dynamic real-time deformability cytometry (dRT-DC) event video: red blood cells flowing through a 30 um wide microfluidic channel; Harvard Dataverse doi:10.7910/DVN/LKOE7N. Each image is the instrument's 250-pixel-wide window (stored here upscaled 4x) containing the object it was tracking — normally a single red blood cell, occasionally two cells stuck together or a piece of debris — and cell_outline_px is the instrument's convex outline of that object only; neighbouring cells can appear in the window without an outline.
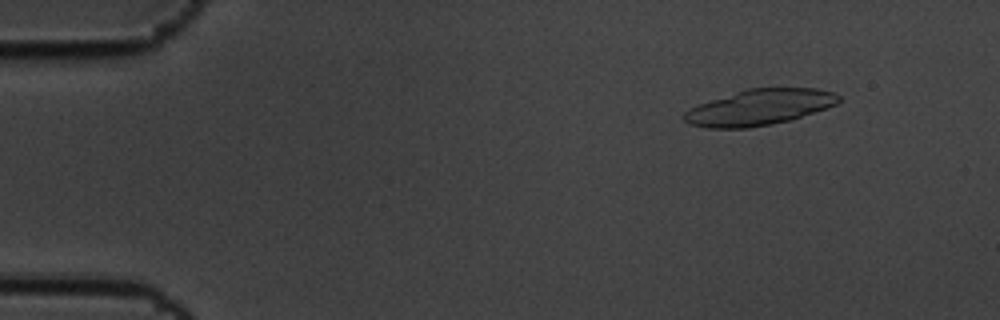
{"species": "common noctule bat (a hibernating species)", "species_latin": "Nyctalus noctula", "temperature_condition": "cold", "stored_images_in_passage": 24, "camera_frame_rate_fps": 3000, "um_per_image_px": 0.085, "animal": {"sex": "male", "body_mass_g": 19.5, "forearm_length_mm": 54.6}, "frame": {"image": 1, "passage_image": 7, "time_ms": 2.0, "image_size_px": [1000, 320], "cell_outline_px": [[840, 100], [836, 104], [788, 120], [748, 128], [708, 128], [688, 124], [680, 116], [688, 108], [748, 88], [816, 88], [832, 92], [840, 96]], "centroid_in_image_um": [64.49, 9.12], "position_along_channel_um": 20.5, "area_um2": 31.73}}